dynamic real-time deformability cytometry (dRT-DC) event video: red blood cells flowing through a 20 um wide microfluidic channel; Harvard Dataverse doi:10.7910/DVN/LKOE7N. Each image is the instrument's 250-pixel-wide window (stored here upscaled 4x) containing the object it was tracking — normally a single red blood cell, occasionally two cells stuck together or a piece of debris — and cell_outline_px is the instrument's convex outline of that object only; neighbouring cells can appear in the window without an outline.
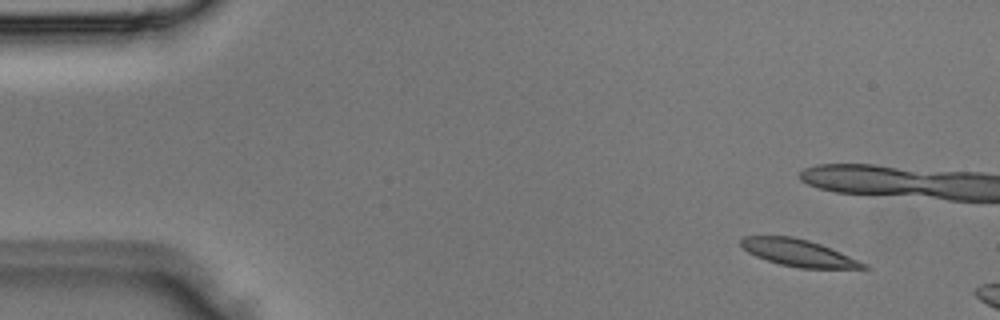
{"species": "Egyptian fruit bat (a non-hibernating species)", "species_latin": "Rousettus aegyptiacus", "temperature_condition": "room temperature", "stored_images_in_passage": 3, "camera_frame_rate_fps": 3000, "um_per_image_px": 0.085, "animal": {"sex": "male"}, "frame": {"image": 1, "passage_image": 1, "time_ms": 0.0, "image_size_px": [1000, 320], "cell_outline_px": [[872, 268], [800, 268], [780, 264], [756, 256], [748, 252], [740, 244], [740, 240], [744, 236], [792, 236], [808, 240], [820, 244], [840, 252], [868, 264]], "centroid_in_image_um": [67.88, 21.49], "position_along_channel_um": 17.1, "area_um2": 19.02}}